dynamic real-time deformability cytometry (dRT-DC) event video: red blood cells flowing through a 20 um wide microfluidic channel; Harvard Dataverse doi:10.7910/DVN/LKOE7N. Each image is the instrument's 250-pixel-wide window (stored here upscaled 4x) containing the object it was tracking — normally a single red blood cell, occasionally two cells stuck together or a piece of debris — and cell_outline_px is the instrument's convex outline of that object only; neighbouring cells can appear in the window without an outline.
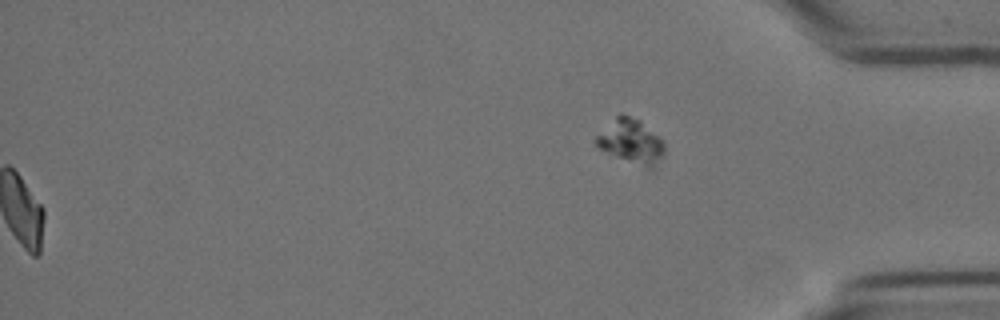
{"species": "Egyptian fruit bat (a non-hibernating species)", "species_latin": "Rousettus aegyptiacus", "temperature_condition": "cold", "stored_images_in_passage": 58, "segment_of_instrument_passage": [2, 2], "camera_frame_rate_fps": 3000, "um_per_image_px": 0.085, "animal": {"sex": "female"}, "frame": {"image": 1, "passage_image": 58, "time_ms": 19.0, "image_size_px": [1000, 320], "cell_outline_px": [[664, 152], [656, 168], [652, 172], [648, 172], [600, 148], [592, 140], [620, 112], [640, 120], [660, 136], [664, 140]], "centroid_in_image_um": [53.71, 12.08], "position_along_channel_um": 381.5, "area_um2": 18.21}}